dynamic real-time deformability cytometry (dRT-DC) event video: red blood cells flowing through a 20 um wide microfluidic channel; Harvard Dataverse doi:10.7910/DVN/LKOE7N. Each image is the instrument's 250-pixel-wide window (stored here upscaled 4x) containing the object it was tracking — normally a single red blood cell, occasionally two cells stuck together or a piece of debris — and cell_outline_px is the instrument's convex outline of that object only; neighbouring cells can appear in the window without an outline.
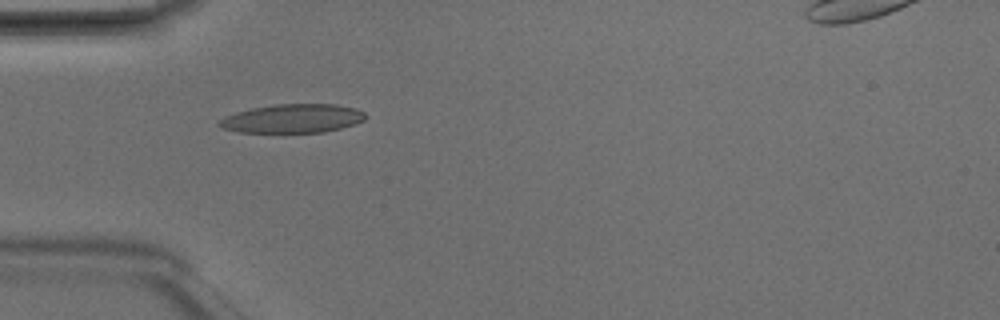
{"species": "Egyptian fruit bat (a non-hibernating species)", "species_latin": "Rousettus aegyptiacus", "temperature_condition": "room temperature", "stored_images_in_passage": 5, "camera_frame_rate_fps": 3000, "um_per_image_px": 0.085, "animal": {"sex": "male"}, "frame": {"image": 1, "passage_image": 4, "time_ms": 1.0, "image_size_px": [1000, 320], "cell_outline_px": [[368, 116], [364, 120], [340, 128], [324, 132], [240, 132], [224, 128], [216, 124], [224, 116], [236, 112], [252, 108], [276, 104], [336, 104], [356, 108], [364, 112]], "centroid_in_image_um": [24.88, 10.06], "position_along_channel_um": 60.1, "area_um2": 24.39}}